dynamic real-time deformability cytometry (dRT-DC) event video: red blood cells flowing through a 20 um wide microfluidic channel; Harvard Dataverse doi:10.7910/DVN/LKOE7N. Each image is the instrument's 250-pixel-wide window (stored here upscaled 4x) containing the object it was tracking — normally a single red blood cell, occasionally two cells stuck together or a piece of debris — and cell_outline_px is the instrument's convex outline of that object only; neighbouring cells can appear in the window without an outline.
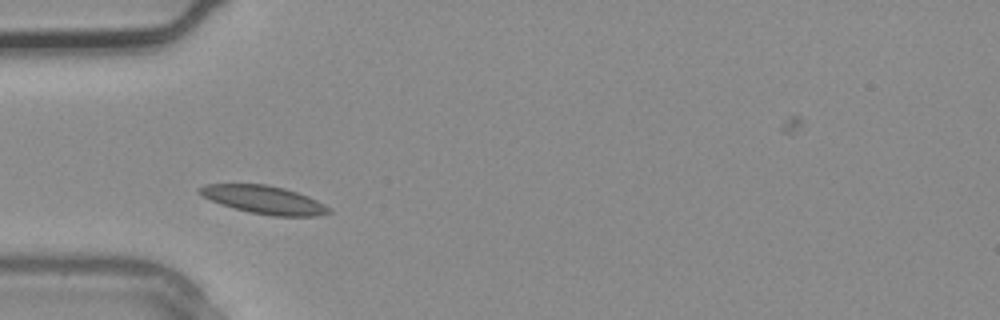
{"species": "common noctule bat (a hibernating species)", "species_latin": "Nyctalus noctula", "temperature_condition": "warm", "stored_images_in_passage": 1, "camera_frame_rate_fps": 3000, "um_per_image_px": 0.085, "animal": {"sex": "male", "body_mass_g": 20.4}, "frame": {"image": 1, "passage_image": 1, "time_ms": 0.0, "image_size_px": [1000, 320], "cell_outline_px": [[332, 212], [316, 216], [272, 216], [252, 212], [220, 204], [200, 196], [196, 192], [196, 188], [204, 184], [264, 184], [284, 188], [308, 196], [332, 208]], "centroid_in_image_um": [22.4, 16.97], "position_along_channel_um": 62.6, "area_um2": 21.21}}